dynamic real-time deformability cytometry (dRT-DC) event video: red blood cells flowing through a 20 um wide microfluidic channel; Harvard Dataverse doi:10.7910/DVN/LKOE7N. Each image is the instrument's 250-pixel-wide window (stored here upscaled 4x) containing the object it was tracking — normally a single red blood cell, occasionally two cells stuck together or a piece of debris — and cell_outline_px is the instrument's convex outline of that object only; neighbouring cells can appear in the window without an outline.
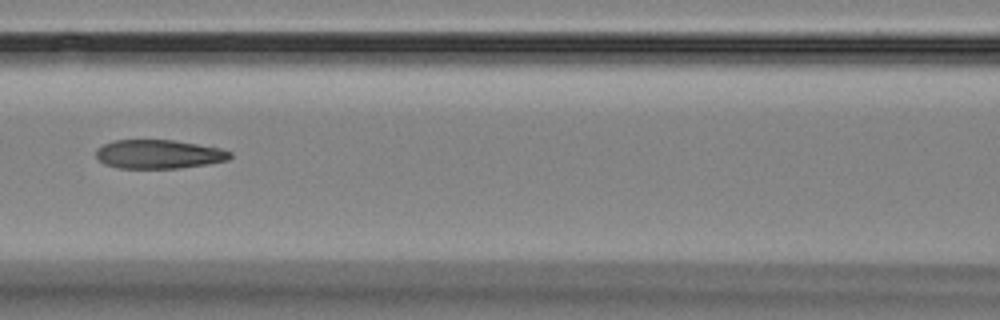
{"species": "Egyptian fruit bat (a non-hibernating species)", "species_latin": "Rousettus aegyptiacus", "temperature_condition": "room temperature", "stored_images_in_passage": 8, "camera_frame_rate_fps": 3000, "um_per_image_px": 0.085, "animal": {"sex": "female"}, "frame": {"image": 1, "passage_image": 6, "time_ms": 6.333, "image_size_px": [1000, 320], "cell_outline_px": [[232, 156], [228, 160], [208, 164], [180, 168], [116, 168], [104, 164], [96, 156], [96, 148], [112, 140], [172, 140], [220, 148], [232, 152]], "centroid_in_image_um": [13.48, 13.11], "position_along_channel_um": 153.1, "area_um2": 22.6}}
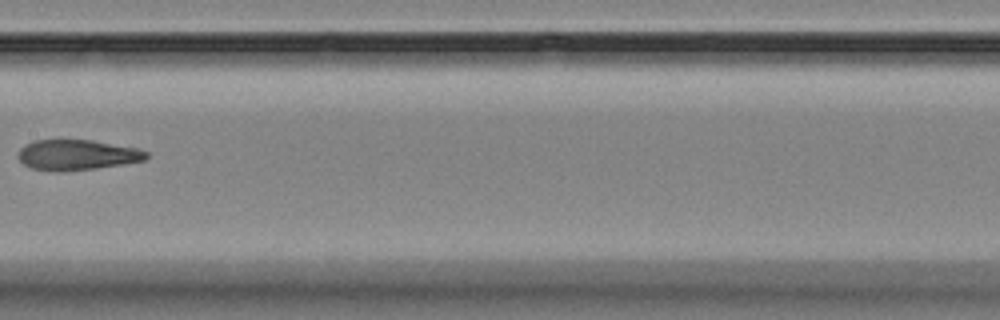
{"frame": {"image": 2, "passage_image": 7, "time_ms": 7.667, "image_size_px": [1000, 320], "cell_outline_px": [[148, 156], [144, 160], [96, 168], [32, 168], [24, 164], [16, 156], [20, 148], [24, 144], [36, 140], [92, 140], [136, 148], [148, 152]], "centroid_in_image_um": [6.55, 13.11], "position_along_channel_um": 200.9, "area_um2": 21.62}}
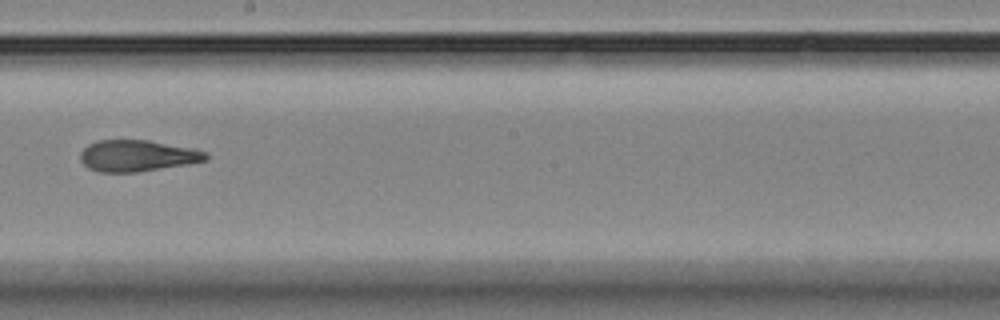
{"frame": {"image": 3, "passage_image": 8, "time_ms": 8.667, "image_size_px": [1000, 320], "cell_outline_px": [[208, 156], [204, 160], [184, 164], [136, 172], [100, 172], [88, 168], [80, 160], [80, 152], [88, 144], [96, 140], [148, 140], [196, 148], [204, 152]], "centroid_in_image_um": [11.61, 13.22], "position_along_channel_um": 236.6, "area_um2": 22.77}}